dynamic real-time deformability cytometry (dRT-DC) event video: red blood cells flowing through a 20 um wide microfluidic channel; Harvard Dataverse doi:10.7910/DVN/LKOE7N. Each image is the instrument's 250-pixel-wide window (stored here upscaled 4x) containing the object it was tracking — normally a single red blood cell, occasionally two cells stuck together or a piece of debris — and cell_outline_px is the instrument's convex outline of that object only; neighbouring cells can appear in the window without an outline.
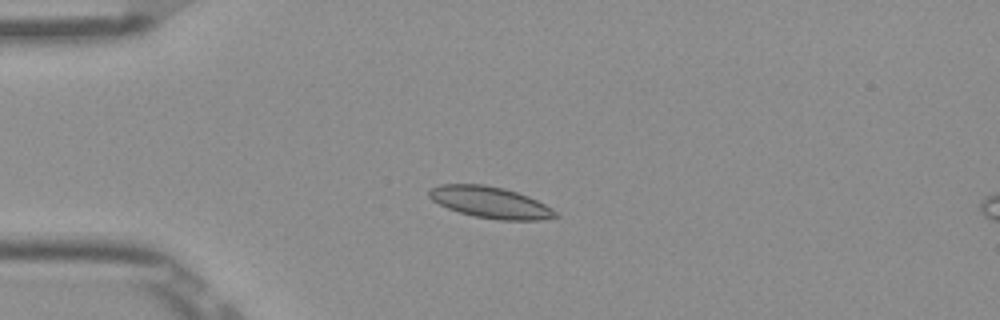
{"species": "Egyptian fruit bat (a non-hibernating species)", "species_latin": "Rousettus aegyptiacus", "temperature_condition": "room temperature", "stored_images_in_passage": 40, "camera_frame_rate_fps": 3000, "um_per_image_px": 0.085, "frame": {"image": 1, "passage_image": 1, "time_ms": 0.0, "image_size_px": [1000, 320], "cell_outline_px": [[560, 216], [540, 220], [496, 220], [476, 216], [460, 212], [448, 208], [432, 200], [428, 196], [428, 192], [432, 188], [440, 184], [484, 184], [504, 188], [528, 196], [552, 208]], "centroid_in_image_um": [41.68, 17.2], "position_along_channel_um": 43.3, "area_um2": 23.0}}
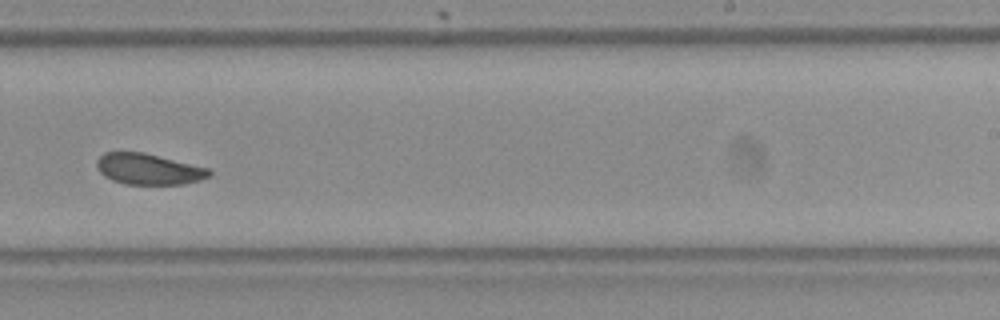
{"frame": {"image": 2, "passage_image": 21, "time_ms": 6.667, "image_size_px": [1000, 320], "cell_outline_px": [[212, 176], [200, 180], [184, 184], [124, 184], [112, 180], [104, 176], [96, 168], [96, 160], [104, 152], [144, 152], [208, 168], [212, 172]], "centroid_in_image_um": [12.62, 14.37], "position_along_channel_um": 276.4, "area_um2": 20.4}}
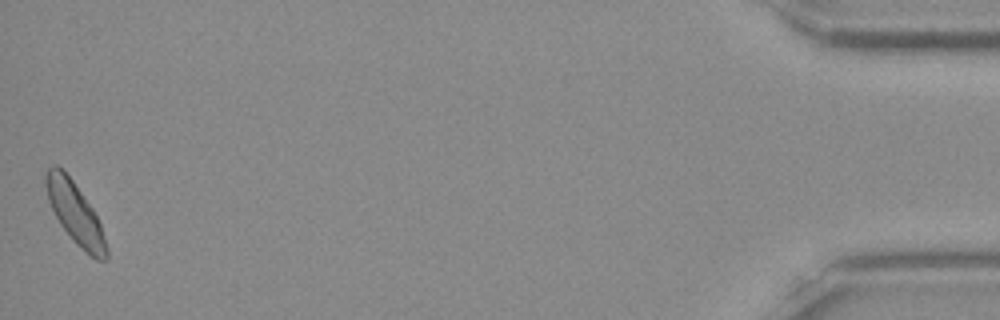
{"frame": {"image": 3, "passage_image": 40, "time_ms": 13.0, "image_size_px": [1000, 320], "cell_outline_px": [[108, 260], [96, 260], [84, 252], [72, 240], [60, 224], [48, 200], [44, 184], [44, 172], [52, 164], [56, 164], [72, 180], [92, 208], [100, 224], [108, 248]], "centroid_in_image_um": [6.37, 18.14], "position_along_channel_um": 428.8, "area_um2": 21.62}, "authors_computed_cell_mechanics": {"area_um2": 21.2993, "velocity_mm_per_s": 3.8565, "shape_relaxation_time_tau1_ms": 1.7403, "shape_relaxation_time_tau2_ms": 1.4972, "deformation_change_tau1": 0.0683, "deformation_change_tau2": 0.0421}}